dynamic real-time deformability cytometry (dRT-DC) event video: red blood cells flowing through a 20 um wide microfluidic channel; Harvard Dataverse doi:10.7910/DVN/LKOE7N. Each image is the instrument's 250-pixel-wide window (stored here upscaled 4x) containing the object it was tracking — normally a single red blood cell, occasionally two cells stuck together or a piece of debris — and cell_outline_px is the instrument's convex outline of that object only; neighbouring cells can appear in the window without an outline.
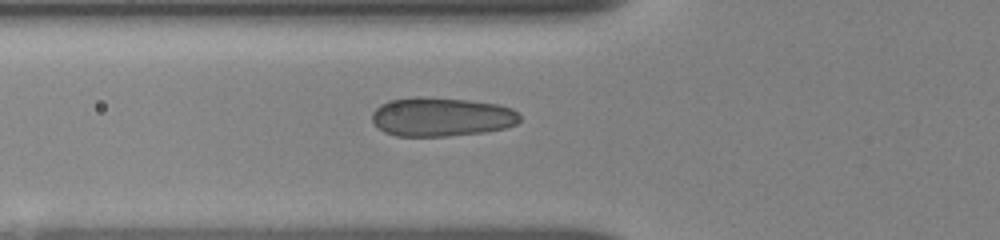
{"species": "human", "species_latin": "Homo sapiens", "temperature_condition": "room temperature", "stored_images_in_passage": 51, "camera_frame_rate_fps": 3000, "um_per_image_px": 0.085, "donor": {"sex": "female"}, "frame": {"image": 1, "passage_image": 3, "time_ms": 1.0, "image_size_px": [1000, 240], "cell_outline_px": [[520, 120], [516, 124], [504, 128], [484, 132], [448, 136], [396, 136], [384, 132], [372, 120], [372, 112], [380, 104], [388, 100], [416, 96], [424, 96], [468, 100], [496, 104], [512, 108], [520, 116]], "centroid_in_image_um": [37.5, 9.92], "position_along_channel_um": 88.3, "area_um2": 33.7}}
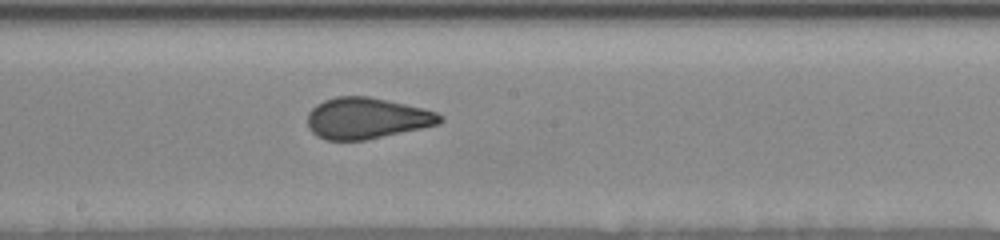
{"frame": {"image": 2, "passage_image": 19, "time_ms": 4.333, "image_size_px": [1000, 240], "cell_outline_px": [[444, 120], [440, 124], [364, 140], [324, 140], [316, 136], [308, 128], [308, 112], [316, 104], [324, 100], [336, 96], [368, 96], [424, 108], [436, 112], [444, 116]], "centroid_in_image_um": [31.16, 10.05], "position_along_channel_um": 217.0, "area_um2": 31.85}}
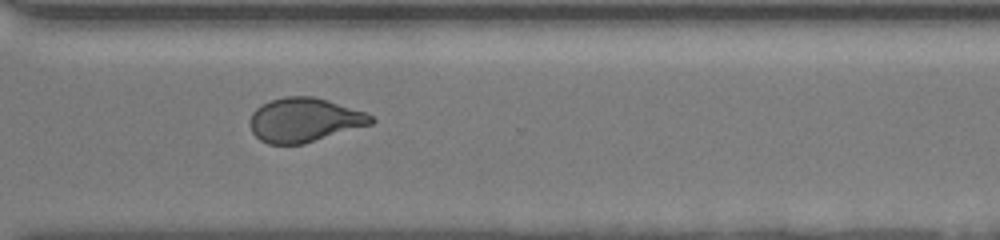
{"frame": {"image": 3, "passage_image": 38, "time_ms": 7.667, "image_size_px": [1000, 240], "cell_outline_px": [[376, 120], [372, 124], [304, 144], [268, 144], [260, 140], [252, 132], [248, 124], [252, 112], [256, 108], [272, 100], [288, 96], [312, 96], [328, 100], [364, 112], [372, 116]], "centroid_in_image_um": [25.85, 10.21], "position_along_channel_um": 344.7, "area_um2": 31.1}, "authors_computed_cell_mechanics": {"area_um2": 32.079, "velocity_mm_per_s": 3.826, "shape_relaxation_time_tau1_ms": 7.836, "shape_relaxation_time_tau2_ms": null, "deformation_change_tau1": 0.1802, "deformation_change_tau2": null}}